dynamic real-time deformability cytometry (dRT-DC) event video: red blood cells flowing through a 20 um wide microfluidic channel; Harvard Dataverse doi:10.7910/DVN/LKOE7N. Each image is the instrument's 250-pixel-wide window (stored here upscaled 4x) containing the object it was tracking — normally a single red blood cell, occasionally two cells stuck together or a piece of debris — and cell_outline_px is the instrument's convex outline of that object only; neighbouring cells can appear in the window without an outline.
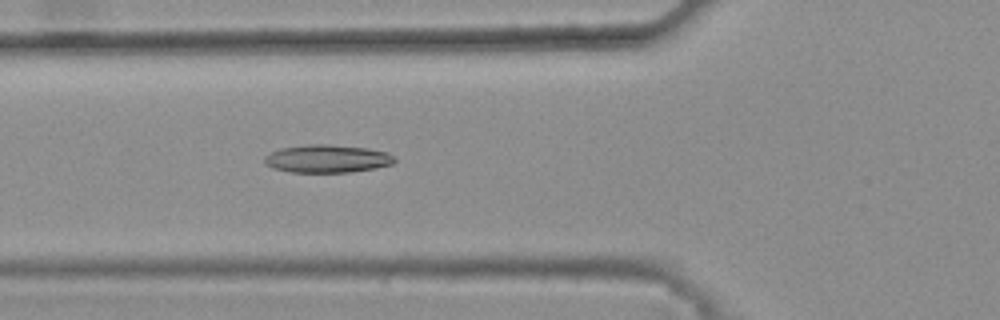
{"species": "common noctule bat (a hibernating species)", "species_latin": "Nyctalus noctula", "temperature_condition": "warm", "stored_images_in_passage": 47, "camera_frame_rate_fps": 3000, "um_per_image_px": 0.085, "animal": {"sex": "female", "body_mass_g": 25.1}, "frame": {"image": 1, "passage_image": 20, "time_ms": 6.333, "image_size_px": [1000, 320], "cell_outline_px": [[396, 160], [392, 164], [376, 168], [348, 172], [288, 172], [272, 168], [264, 164], [264, 156], [280, 148], [308, 144], [328, 144], [368, 148], [388, 152], [396, 156]], "centroid_in_image_um": [27.82, 13.49], "position_along_channel_um": 98.0, "area_um2": 21.39}}
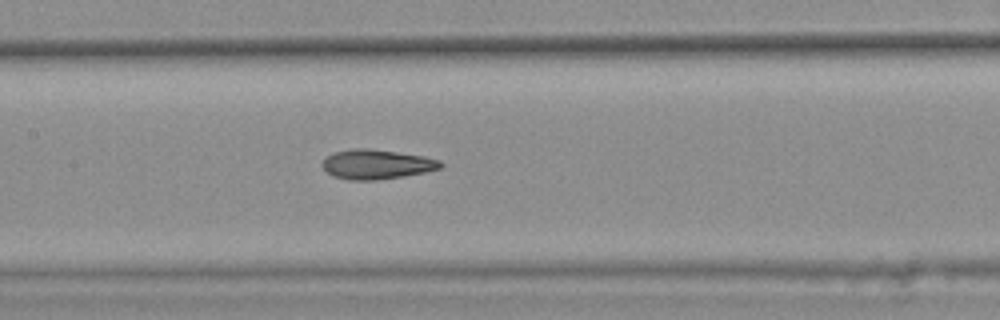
{"frame": {"image": 2, "passage_image": 26, "time_ms": 8.333, "image_size_px": [1000, 320], "cell_outline_px": [[444, 164], [440, 168], [424, 172], [376, 180], [348, 180], [332, 176], [320, 164], [332, 152], [352, 148], [368, 148], [424, 156], [440, 160]], "centroid_in_image_um": [31.98, 13.96], "position_along_channel_um": 175.4, "area_um2": 20.29}}
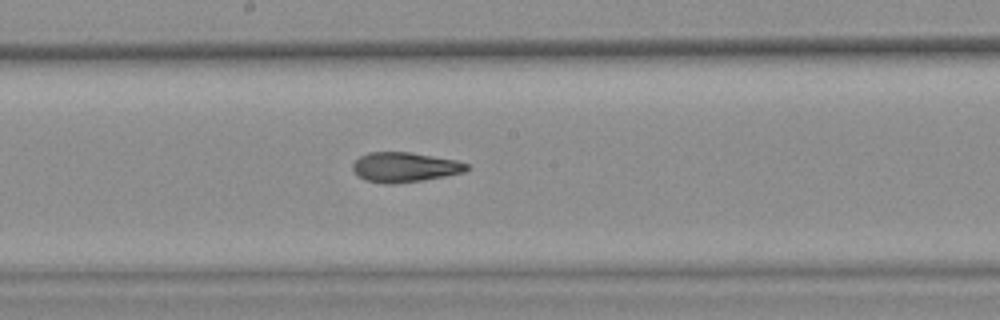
{"frame": {"image": 3, "passage_image": 29, "time_ms": 9.333, "image_size_px": [1000, 320], "cell_outline_px": [[468, 168], [464, 172], [424, 180], [392, 184], [388, 184], [364, 180], [352, 168], [352, 164], [360, 156], [368, 152], [408, 152], [456, 160], [468, 164]], "centroid_in_image_um": [34.38, 14.21], "position_along_channel_um": 213.8, "area_um2": 19.59}, "authors_computed_cell_mechanics": {"area_um2": 20.2878, "velocity_mm_per_s": 3.8513, "shape_relaxation_time_tau1_ms": null, "shape_relaxation_time_tau2_ms": 2.3891, "deformation_change_tau1": null, "deformation_change_tau2": 0.1098}}